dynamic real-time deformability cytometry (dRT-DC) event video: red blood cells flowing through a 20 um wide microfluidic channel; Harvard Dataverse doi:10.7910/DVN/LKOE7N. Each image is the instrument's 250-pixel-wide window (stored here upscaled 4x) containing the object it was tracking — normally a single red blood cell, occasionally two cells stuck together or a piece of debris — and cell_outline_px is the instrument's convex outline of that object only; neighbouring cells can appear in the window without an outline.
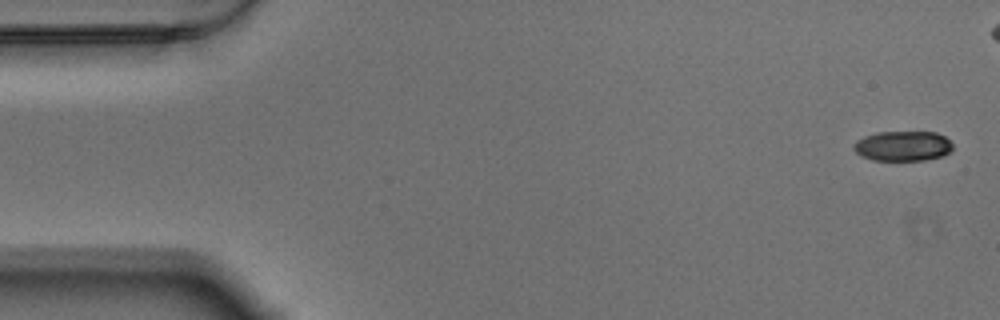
{"species": "Egyptian fruit bat (a non-hibernating species)", "species_latin": "Rousettus aegyptiacus", "temperature_condition": "warm", "stored_images_in_passage": 58, "camera_frame_rate_fps": 3000, "um_per_image_px": 0.085, "animal": {"sex": "male"}, "frame": {"image": 1, "passage_image": 1, "time_ms": 0.0, "image_size_px": [1000, 320], "cell_outline_px": [[952, 148], [944, 156], [924, 160], [872, 160], [860, 156], [852, 148], [852, 144], [856, 140], [864, 136], [876, 132], [936, 132], [944, 136], [952, 144]], "centroid_in_image_um": [76.69, 12.41], "position_along_channel_um": 8.3, "area_um2": 17.46}}
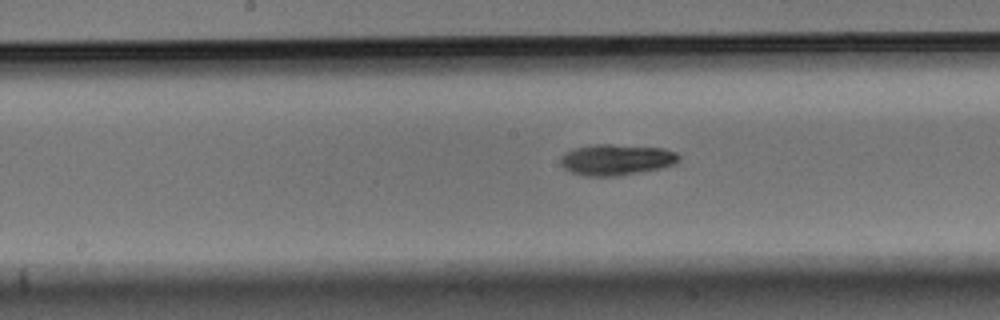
{"frame": {"image": 2, "passage_image": 28, "time_ms": 9.0, "image_size_px": [1000, 320], "cell_outline_px": [[680, 160], [676, 164], [660, 168], [616, 176], [584, 176], [572, 172], [564, 168], [560, 164], [560, 156], [564, 152], [572, 148], [592, 144], [612, 144], [664, 148], [676, 152], [680, 156]], "centroid_in_image_um": [52.36, 13.56], "position_along_channel_um": 195.8, "area_um2": 21.62}}
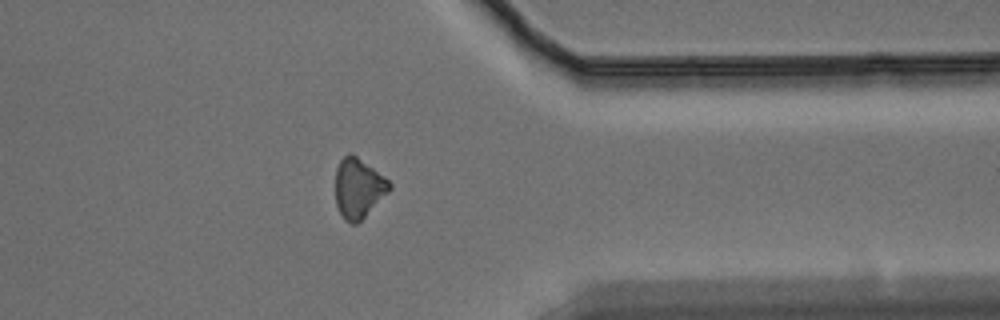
{"frame": {"image": 3, "passage_image": 45, "time_ms": 14.667, "image_size_px": [1000, 320], "cell_outline_px": [[392, 188], [356, 224], [352, 224], [344, 220], [336, 204], [336, 168], [340, 160], [348, 152], [352, 152], [384, 176], [392, 184]], "centroid_in_image_um": [30.45, 15.96], "position_along_channel_um": 380.9, "area_um2": 18.67}, "authors_computed_cell_mechanics": {"area_um2": 19.5653, "velocity_mm_per_s": 3.4641, "shape_relaxation_time_tau1_ms": 4.5855, "shape_relaxation_time_tau2_ms": null, "deformation_change_tau1": 0.1582, "deformation_change_tau2": null}}